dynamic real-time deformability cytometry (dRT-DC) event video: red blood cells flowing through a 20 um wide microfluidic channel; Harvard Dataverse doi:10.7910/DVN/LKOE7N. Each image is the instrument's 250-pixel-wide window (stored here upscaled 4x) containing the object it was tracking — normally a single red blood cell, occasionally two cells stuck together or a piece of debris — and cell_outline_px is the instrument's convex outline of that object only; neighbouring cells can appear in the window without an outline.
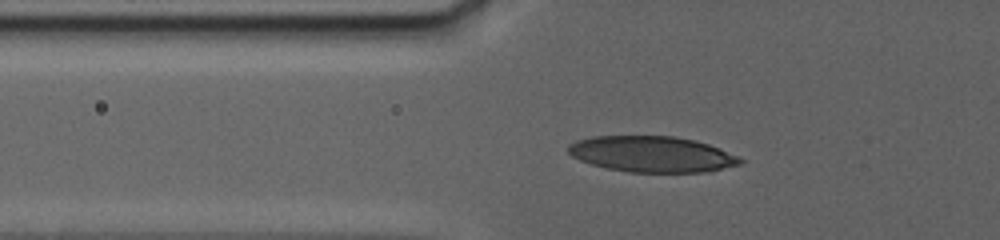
{"species": "human", "species_latin": "Homo sapiens", "temperature_condition": "warm", "stored_images_in_passage": 15, "camera_frame_rate_fps": 3000, "um_per_image_px": 0.085, "donor": {"sex": "female"}, "frame": {"image": 1, "passage_image": 3, "time_ms": 0.333, "image_size_px": [1000, 240], "cell_outline_px": [[744, 160], [740, 164], [712, 172], [628, 172], [608, 168], [592, 164], [580, 160], [572, 156], [568, 152], [568, 144], [576, 140], [592, 136], [676, 136], [708, 144], [736, 156]], "centroid_in_image_um": [55.39, 13.1], "position_along_channel_um": 70.4, "area_um2": 35.89}}
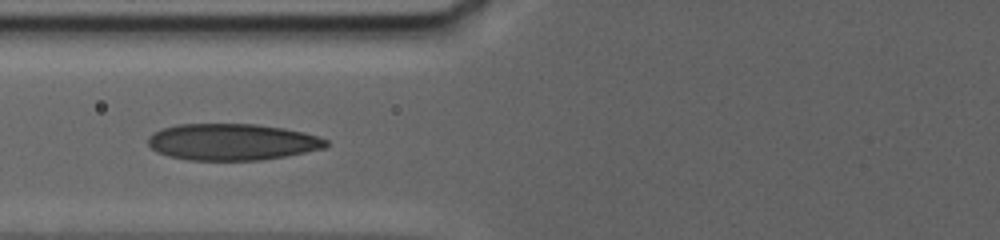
{"frame": {"image": 2, "passage_image": 14, "time_ms": 2.0, "image_size_px": [1000, 240], "cell_outline_px": [[328, 144], [324, 148], [284, 156], [260, 160], [188, 160], [168, 156], [156, 152], [148, 144], [148, 136], [152, 132], [160, 128], [176, 124], [256, 124], [284, 128], [304, 132], [328, 140]], "centroid_in_image_um": [19.67, 12.06], "position_along_channel_um": 106.1, "area_um2": 38.03}}